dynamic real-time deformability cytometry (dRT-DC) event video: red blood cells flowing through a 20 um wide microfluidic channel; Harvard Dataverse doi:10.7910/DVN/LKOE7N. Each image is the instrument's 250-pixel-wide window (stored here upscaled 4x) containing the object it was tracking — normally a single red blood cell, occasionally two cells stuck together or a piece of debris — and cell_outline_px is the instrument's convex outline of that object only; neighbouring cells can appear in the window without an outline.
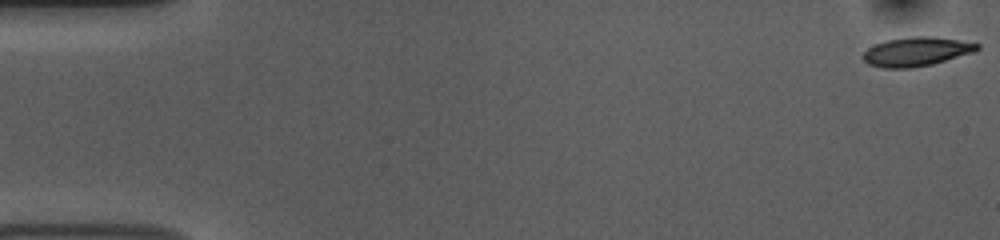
{"species": "common noctule bat (a hibernating species)", "species_latin": "Nyctalus noctula", "temperature_condition": "room temperature", "stored_images_in_passage": 54, "camera_frame_rate_fps": 3000, "um_per_image_px": 0.085, "animal": {"sex": "female", "body_mass_g": 10.0, "forearm_length_mm": 53.1}, "frame": {"image": 1, "passage_image": 1, "time_ms": 0.0, "image_size_px": [1000, 240], "cell_outline_px": [[980, 48], [976, 52], [932, 64], [912, 68], [884, 68], [868, 64], [860, 56], [868, 48], [884, 40], [912, 36], [936, 36], [980, 44]], "centroid_in_image_um": [77.9, 4.38], "position_along_channel_um": 7.1, "area_um2": 19.54}}
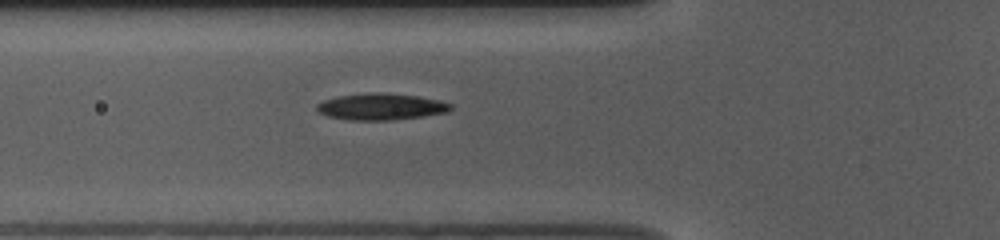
{"frame": {"image": 2, "passage_image": 19, "time_ms": 6.0, "image_size_px": [1000, 240], "cell_outline_px": [[452, 108], [448, 112], [424, 116], [388, 120], [348, 120], [328, 116], [320, 112], [316, 108], [316, 104], [324, 100], [340, 96], [376, 92], [416, 96], [440, 100], [452, 104]], "centroid_in_image_um": [32.41, 9.07], "position_along_channel_um": 93.4, "area_um2": 20.46}}
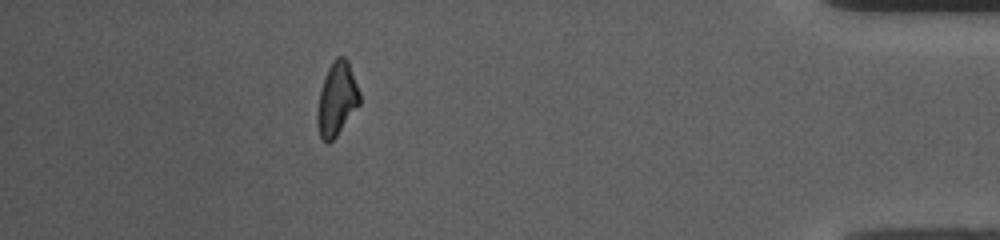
{"frame": {"image": 3, "passage_image": 48, "time_ms": 15.667, "image_size_px": [1000, 240], "cell_outline_px": [[360, 104], [336, 136], [328, 144], [320, 136], [316, 124], [316, 112], [320, 92], [324, 76], [332, 60], [336, 56], [344, 56], [348, 60], [360, 92]], "centroid_in_image_um": [28.62, 8.4], "position_along_channel_um": 406.6, "area_um2": 18.26}, "authors_computed_cell_mechanics": {"area_um2": 19.1318, "velocity_mm_per_s": 3.754, "shape_relaxation_time_tau1_ms": 7.0502, "shape_relaxation_time_tau2_ms": 9.9043, "deformation_change_tau1": 0.1763, "deformation_change_tau2": 0.1855}}